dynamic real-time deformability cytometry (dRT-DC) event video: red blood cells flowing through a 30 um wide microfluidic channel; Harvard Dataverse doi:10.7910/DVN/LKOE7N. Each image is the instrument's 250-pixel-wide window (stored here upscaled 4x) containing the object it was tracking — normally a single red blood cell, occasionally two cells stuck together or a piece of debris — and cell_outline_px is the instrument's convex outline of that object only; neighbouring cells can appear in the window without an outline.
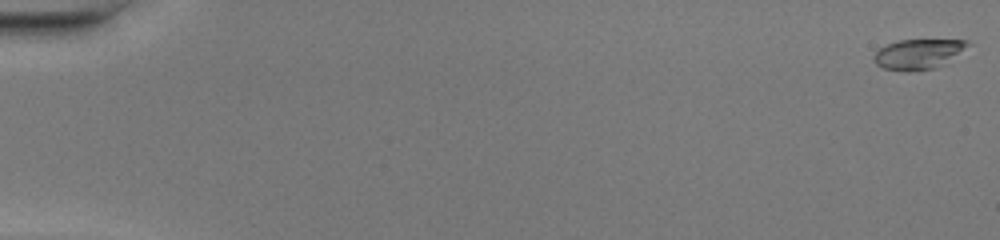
{"species": "common noctule bat (a hibernating species)", "species_latin": "Nyctalus noctula", "temperature_condition": "warm", "stored_images_in_passage": 50, "camera_frame_rate_fps": 3000, "um_per_image_px": 0.085, "animal": {"sex": "female", "body_mass_g": 20.0, "forearm_length_mm": 54.0}, "frame": {"image": 1, "passage_image": 1, "time_ms": 0.0, "image_size_px": [1000, 240], "cell_outline_px": [[972, 44], [944, 64], [932, 68], [908, 72], [884, 68], [876, 64], [872, 56], [880, 48], [888, 44], [900, 40], [968, 40]], "centroid_in_image_um": [78.06, 4.59], "position_along_channel_um": 6.9, "area_um2": 16.3}}
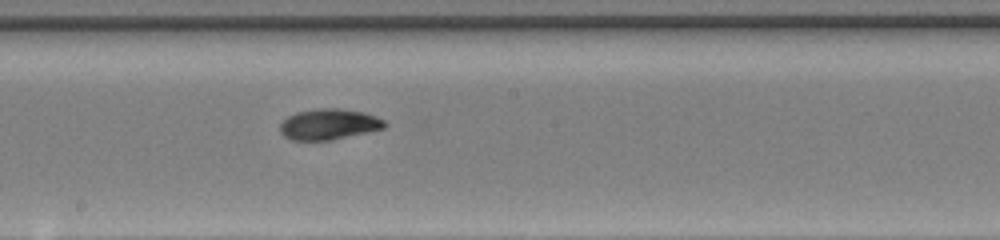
{"frame": {"image": 2, "passage_image": 29, "time_ms": 9.333, "image_size_px": [1000, 240], "cell_outline_px": [[388, 124], [384, 128], [368, 132], [332, 140], [292, 140], [284, 136], [280, 132], [280, 124], [288, 116], [296, 112], [320, 108], [340, 108], [364, 112], [376, 116], [384, 120]], "centroid_in_image_um": [27.97, 10.56], "position_along_channel_um": 220.2, "area_um2": 18.84}}
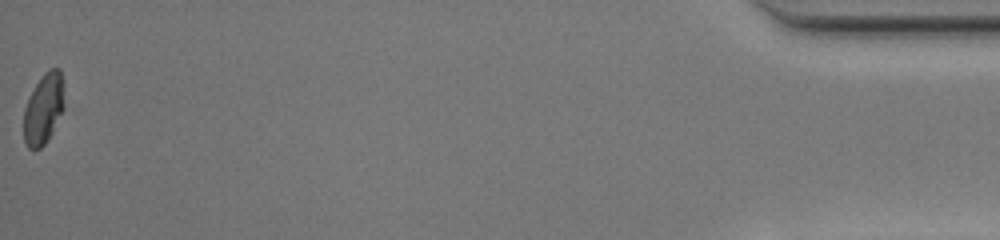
{"frame": {"image": 3, "passage_image": 50, "time_ms": 16.333, "image_size_px": [1000, 240], "cell_outline_px": [[64, 108], [52, 132], [44, 144], [40, 148], [28, 148], [24, 140], [24, 108], [36, 84], [44, 72], [48, 68], [60, 68], [64, 88]], "centroid_in_image_um": [3.72, 9.21], "position_along_channel_um": 431.5, "area_um2": 16.59}, "authors_computed_cell_mechanics": {"area_um2": 18.0047, "velocity_mm_per_s": 4.305, "shape_relaxation_time_tau1_ms": 3.6927, "shape_relaxation_time_tau2_ms": 2.4461, "deformation_change_tau1": 0.1769, "deformation_change_tau2": 0.0681}}